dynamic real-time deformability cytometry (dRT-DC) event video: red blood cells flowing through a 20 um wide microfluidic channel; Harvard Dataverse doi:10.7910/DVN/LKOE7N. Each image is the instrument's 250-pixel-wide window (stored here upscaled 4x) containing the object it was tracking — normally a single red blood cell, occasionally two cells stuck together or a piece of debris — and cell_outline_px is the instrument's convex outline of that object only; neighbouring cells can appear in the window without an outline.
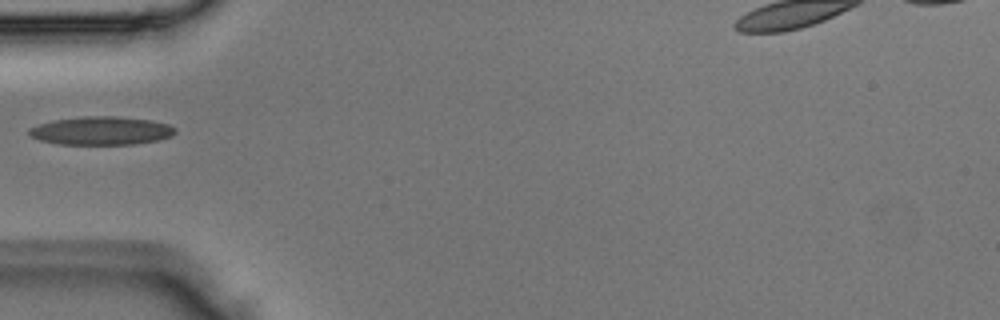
{"species": "Egyptian fruit bat (a non-hibernating species)", "species_latin": "Rousettus aegyptiacus", "temperature_condition": "room temperature", "stored_images_in_passage": 1, "camera_frame_rate_fps": 3000, "um_per_image_px": 0.085, "animal": {"sex": "male"}, "frame": {"image": 1, "passage_image": 1, "time_ms": 0.0, "image_size_px": [1000, 320], "cell_outline_px": [[176, 132], [172, 136], [156, 140], [132, 144], [60, 144], [40, 140], [32, 136], [28, 132], [28, 128], [52, 120], [80, 116], [116, 116], [152, 120], [168, 124], [176, 128]], "centroid_in_image_um": [8.61, 11.1], "position_along_channel_um": 76.4, "area_um2": 24.1}}